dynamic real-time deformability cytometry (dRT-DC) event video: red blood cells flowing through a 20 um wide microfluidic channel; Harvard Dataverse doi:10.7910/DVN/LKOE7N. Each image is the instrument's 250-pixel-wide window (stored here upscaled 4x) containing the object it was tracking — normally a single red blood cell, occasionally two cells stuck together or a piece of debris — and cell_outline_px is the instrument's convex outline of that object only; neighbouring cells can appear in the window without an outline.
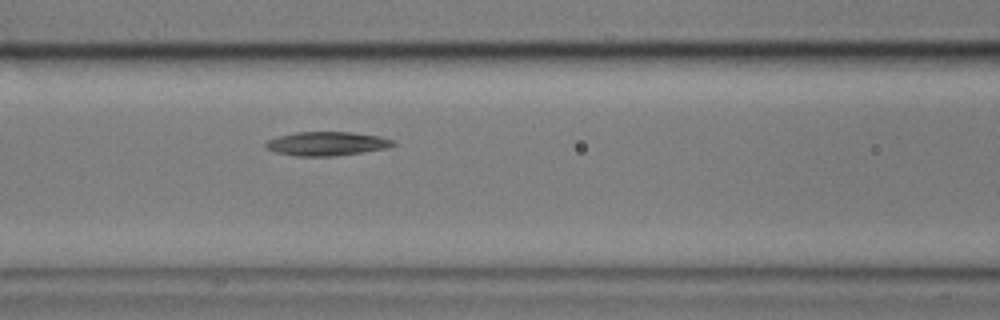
{"species": "common noctule bat (a hibernating species)", "species_latin": "Nyctalus noctula", "temperature_condition": "cold", "stored_images_in_passage": 21, "camera_frame_rate_fps": 3000, "um_per_image_px": 0.085, "animal": {"sex": "male", "body_mass_g": 17.9}, "frame": {"image": 1, "passage_image": 15, "time_ms": 4.667, "image_size_px": [1000, 320], "cell_outline_px": [[396, 144], [384, 148], [336, 156], [296, 156], [276, 152], [264, 148], [264, 140], [296, 132], [352, 132], [380, 136], [396, 140]], "centroid_in_image_um": [27.74, 12.2], "position_along_channel_um": 138.9, "area_um2": 17.8}}